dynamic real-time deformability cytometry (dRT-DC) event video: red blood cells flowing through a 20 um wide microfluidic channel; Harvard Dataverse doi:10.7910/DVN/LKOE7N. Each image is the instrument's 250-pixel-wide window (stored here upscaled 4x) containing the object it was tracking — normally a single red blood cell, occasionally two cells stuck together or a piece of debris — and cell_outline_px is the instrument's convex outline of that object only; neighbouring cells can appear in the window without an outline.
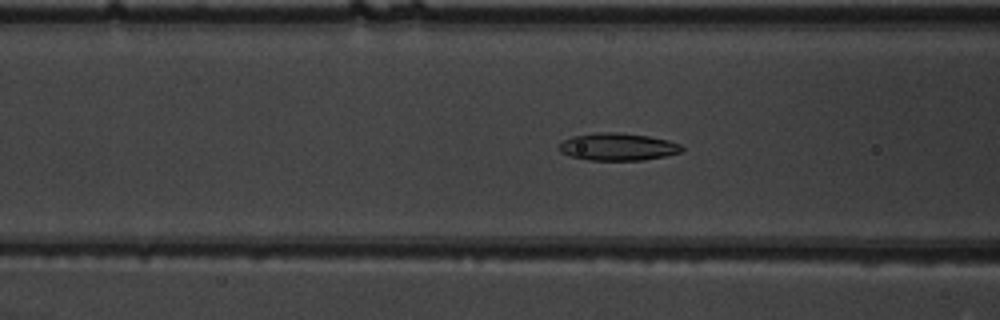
{"species": "common noctule bat (a hibernating species)", "species_latin": "Nyctalus noctula", "temperature_condition": "warm", "stored_images_in_passage": 53, "camera_frame_rate_fps": 3000, "um_per_image_px": 0.085, "animal": {"sex": "male", "body_mass_g": 19.5, "forearm_length_mm": 54.6}, "frame": {"image": 1, "passage_image": 21, "time_ms": 6.667, "image_size_px": [1000, 320], "cell_outline_px": [[684, 148], [680, 152], [664, 156], [644, 160], [588, 160], [572, 156], [560, 152], [560, 144], [564, 140], [572, 136], [596, 132], [616, 132], [648, 136], [668, 140], [680, 144]], "centroid_in_image_um": [52.52, 12.47], "position_along_channel_um": 114.1, "area_um2": 19.48}}
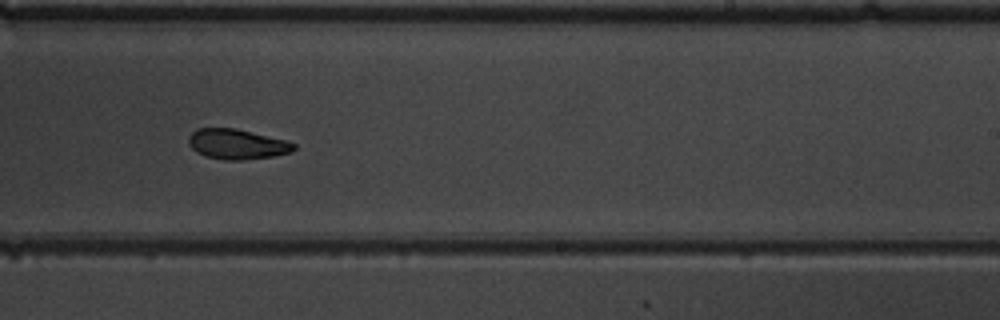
{"frame": {"image": 2, "passage_image": 33, "time_ms": 10.667, "image_size_px": [1000, 320], "cell_outline_px": [[296, 148], [292, 152], [272, 156], [244, 160], [224, 160], [204, 156], [196, 152], [188, 144], [188, 136], [196, 128], [236, 128], [288, 140], [296, 144]], "centroid_in_image_um": [20.15, 12.25], "position_along_channel_um": 268.9, "area_um2": 18.79}}
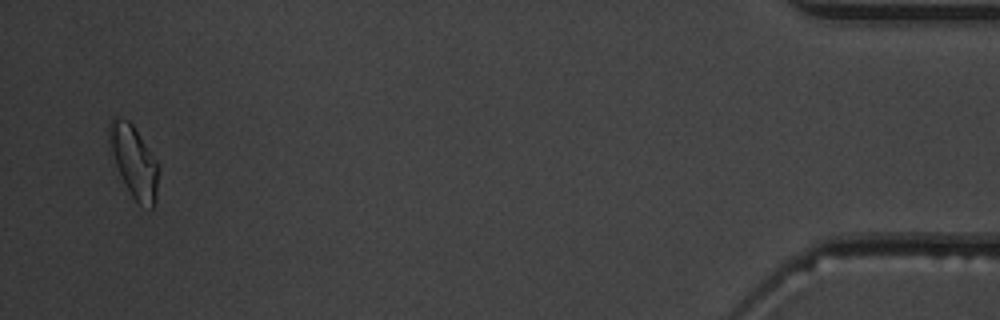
{"frame": {"image": 3, "passage_image": 51, "time_ms": 16.667, "image_size_px": [1000, 320], "cell_outline_px": [[160, 168], [156, 196], [152, 208], [140, 204], [132, 196], [116, 164], [112, 152], [108, 132], [108, 124], [112, 116], [116, 116], [128, 120], [132, 124], [156, 160]], "centroid_in_image_um": [11.4, 13.68], "position_along_channel_um": 423.8, "area_um2": 20.06}, "authors_computed_cell_mechanics": {"area_um2": 19.4786, "velocity_mm_per_s": 3.8739, "shape_relaxation_time_tau1_ms": 4.5656, "shape_relaxation_time_tau2_ms": 3.7624, "deformation_change_tau1": 0.1637, "deformation_change_tau2": 0.0848}}